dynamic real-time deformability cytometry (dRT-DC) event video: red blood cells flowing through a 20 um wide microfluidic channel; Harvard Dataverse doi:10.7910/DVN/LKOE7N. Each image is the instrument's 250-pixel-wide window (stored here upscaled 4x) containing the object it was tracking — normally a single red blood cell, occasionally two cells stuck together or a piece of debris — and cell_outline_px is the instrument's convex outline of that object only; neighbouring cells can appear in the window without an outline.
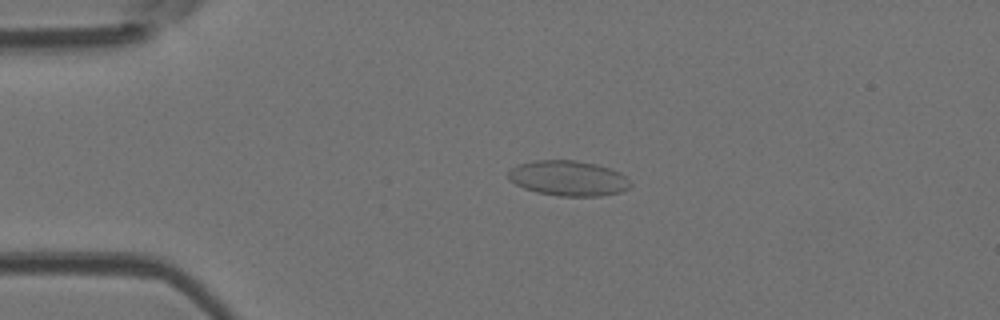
{"species": "Egyptian fruit bat (a non-hibernating species)", "species_latin": "Rousettus aegyptiacus", "temperature_condition": "room temperature", "stored_images_in_passage": 15, "camera_frame_rate_fps": 3000, "um_per_image_px": 0.085, "animal": {"sex": "female"}, "frame": {"image": 1, "passage_image": 15, "time_ms": 4.667, "image_size_px": [1000, 320], "cell_outline_px": [[632, 184], [628, 188], [620, 192], [600, 196], [556, 196], [536, 192], [524, 188], [508, 180], [508, 172], [516, 164], [536, 160], [576, 160], [596, 164], [620, 172]], "centroid_in_image_um": [48.27, 15.15], "position_along_channel_um": 36.7, "area_um2": 25.14}}